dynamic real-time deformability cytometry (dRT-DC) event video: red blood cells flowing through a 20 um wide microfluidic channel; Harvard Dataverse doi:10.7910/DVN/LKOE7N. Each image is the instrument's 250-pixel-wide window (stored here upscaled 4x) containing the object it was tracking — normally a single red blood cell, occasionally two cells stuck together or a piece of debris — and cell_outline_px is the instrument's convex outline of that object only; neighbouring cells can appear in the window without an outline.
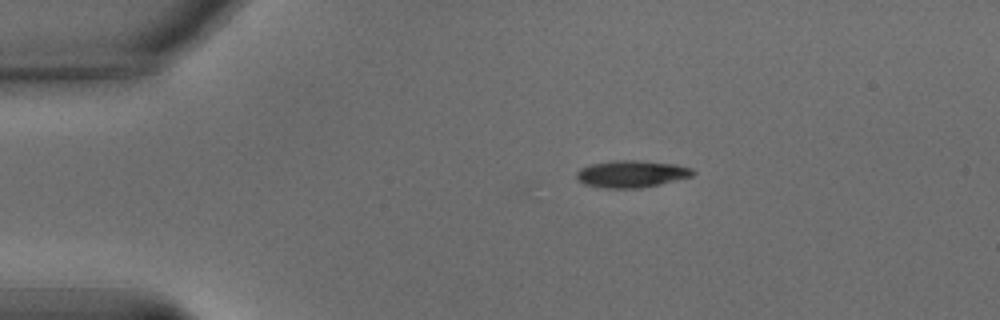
{"species": "common noctule bat (a hibernating species)", "species_latin": "Nyctalus noctula", "temperature_condition": "warm", "stored_images_in_passage": 46, "camera_frame_rate_fps": 3000, "um_per_image_px": 0.085, "animal": {"sex": "male", "body_mass_g": 15.6}, "frame": {"image": 1, "passage_image": 1, "time_ms": 0.0, "image_size_px": [1000, 320], "cell_outline_px": [[696, 172], [692, 176], [660, 184], [640, 188], [604, 188], [584, 184], [576, 176], [576, 172], [580, 168], [592, 164], [612, 160], [636, 160], [676, 164], [692, 168]], "centroid_in_image_um": [53.69, 14.78], "position_along_channel_um": 31.3, "area_um2": 18.32}}
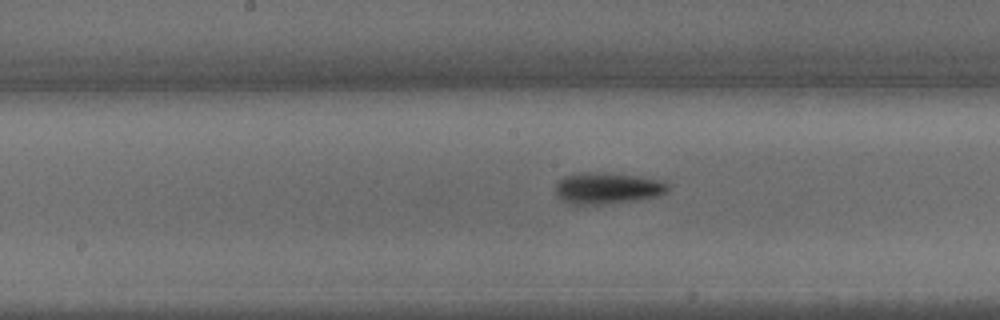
{"frame": {"image": 2, "passage_image": 19, "time_ms": 6.0, "image_size_px": [1000, 320], "cell_outline_px": [[668, 188], [664, 192], [656, 196], [636, 200], [600, 204], [568, 204], [560, 200], [556, 196], [556, 180], [564, 176], [576, 172], [600, 172], [640, 176], [660, 180], [668, 184]], "centroid_in_image_um": [51.53, 15.98], "position_along_channel_um": 196.7, "area_um2": 20.69}}
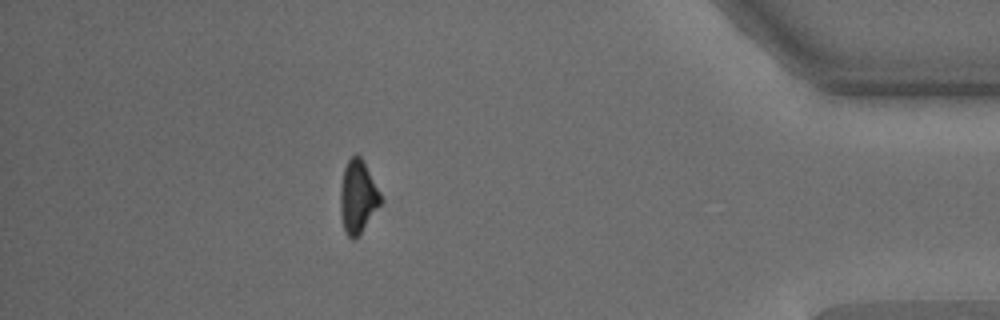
{"frame": {"image": 3, "passage_image": 40, "time_ms": 13.0, "image_size_px": [1000, 320], "cell_outline_px": [[384, 200], [360, 232], [352, 240], [348, 236], [344, 228], [340, 212], [340, 188], [344, 168], [348, 160], [356, 152], [360, 156], [380, 192]], "centroid_in_image_um": [30.41, 16.69], "position_along_channel_um": 404.8, "area_um2": 16.88}, "authors_computed_cell_mechanics": {"area_um2": 18.5538, "velocity_mm_per_s": 3.6035, "shape_relaxation_time_tau1_ms": 2.4391, "shape_relaxation_time_tau2_ms": null, "deformation_change_tau1": 0.1512, "deformation_change_tau2": null}}